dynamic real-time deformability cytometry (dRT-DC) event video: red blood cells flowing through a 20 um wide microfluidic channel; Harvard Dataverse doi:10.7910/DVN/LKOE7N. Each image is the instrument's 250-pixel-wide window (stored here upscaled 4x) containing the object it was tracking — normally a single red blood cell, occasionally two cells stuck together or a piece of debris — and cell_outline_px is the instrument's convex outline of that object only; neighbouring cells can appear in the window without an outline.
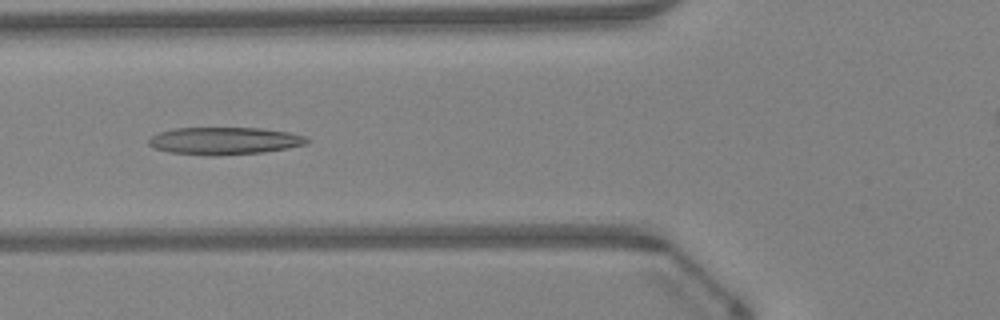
{"species": "Egyptian fruit bat (a non-hibernating species)", "species_latin": "Rousettus aegyptiacus", "temperature_condition": "warm", "stored_images_in_passage": 38, "camera_frame_rate_fps": 3000, "um_per_image_px": 0.085, "animal": {"sex": "female"}, "frame": {"image": 1, "passage_image": 8, "time_ms": 2.333, "image_size_px": [1000, 320], "cell_outline_px": [[312, 140], [304, 144], [288, 148], [264, 152], [216, 156], [212, 156], [172, 152], [156, 148], [148, 144], [148, 140], [152, 136], [160, 132], [176, 128], [260, 128], [288, 132], [304, 136]], "centroid_in_image_um": [19.1, 11.97], "position_along_channel_um": 106.7, "area_um2": 25.09}}
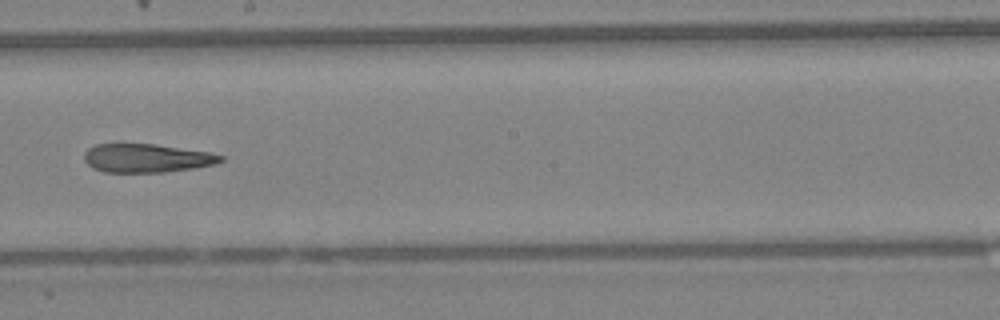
{"frame": {"image": 2, "passage_image": 17, "time_ms": 5.333, "image_size_px": [1000, 320], "cell_outline_px": [[224, 160], [216, 164], [192, 168], [164, 172], [104, 172], [92, 168], [84, 160], [84, 152], [88, 148], [96, 144], [156, 144], [208, 152], [224, 156]], "centroid_in_image_um": [12.45, 13.44], "position_along_channel_um": 235.7, "area_um2": 22.72}}
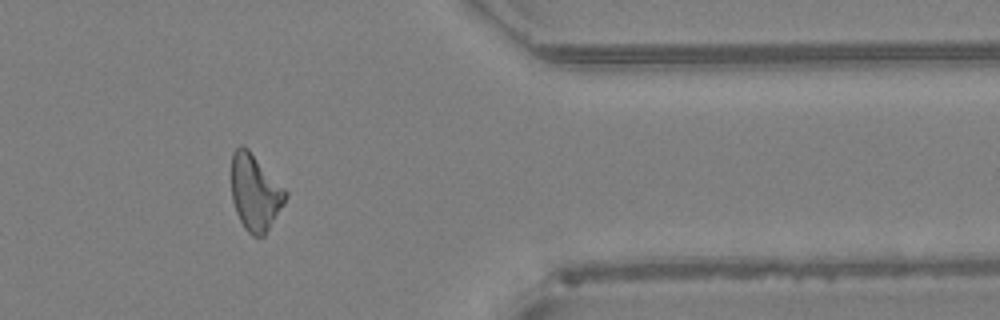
{"frame": {"image": 3, "passage_image": 29, "time_ms": 9.333, "image_size_px": [1000, 320], "cell_outline_px": [[288, 196], [284, 204], [264, 236], [252, 236], [244, 228], [236, 212], [232, 200], [232, 152], [240, 144], [244, 144], [248, 148], [288, 192]], "centroid_in_image_um": [21.68, 16.35], "position_along_channel_um": 389.7, "area_um2": 24.04}, "authors_computed_cell_mechanics": {"area_um2": 24.0448, "velocity_mm_per_s": 4.3217, "shape_relaxation_time_tau1_ms": null, "shape_relaxation_time_tau2_ms": 10.4538, "deformation_change_tau1": null, "deformation_change_tau2": 0.2834}}